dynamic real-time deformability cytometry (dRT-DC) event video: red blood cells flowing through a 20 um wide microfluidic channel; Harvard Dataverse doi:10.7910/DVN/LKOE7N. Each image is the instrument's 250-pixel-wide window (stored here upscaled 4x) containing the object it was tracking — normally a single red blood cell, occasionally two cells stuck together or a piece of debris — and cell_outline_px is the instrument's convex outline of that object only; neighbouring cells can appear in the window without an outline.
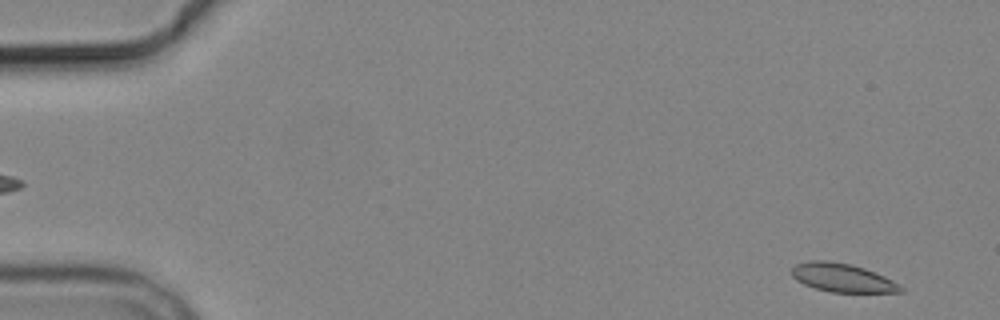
{"species": "common noctule bat (a hibernating species)", "species_latin": "Nyctalus noctula", "temperature_condition": "cold", "stored_images_in_passage": 5, "segment_of_instrument_passage": [2, 2], "camera_frame_rate_fps": 3000, "um_per_image_px": 0.085, "animal": {"sex": "male", "body_mass_g": 19.2, "forearm_length_mm": 51.8}, "frame": {"image": 1, "passage_image": 5, "time_ms": 5.667, "image_size_px": [1000, 320], "cell_outline_px": [[904, 292], [832, 292], [816, 288], [804, 284], [796, 280], [792, 276], [792, 268], [796, 264], [808, 260], [824, 260], [852, 264], [864, 268], [884, 276], [892, 280], [904, 288]], "centroid_in_image_um": [71.59, 23.6], "position_along_channel_um": 13.4, "area_um2": 18.03}}